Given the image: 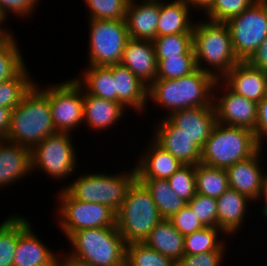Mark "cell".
<instances>
[{
  "mask_svg": "<svg viewBox=\"0 0 267 266\" xmlns=\"http://www.w3.org/2000/svg\"><path fill=\"white\" fill-rule=\"evenodd\" d=\"M153 130V139L165 151L184 165H197L201 162V149L181 132L167 117L160 116Z\"/></svg>",
  "mask_w": 267,
  "mask_h": 266,
  "instance_id": "15",
  "label": "cell"
},
{
  "mask_svg": "<svg viewBox=\"0 0 267 266\" xmlns=\"http://www.w3.org/2000/svg\"><path fill=\"white\" fill-rule=\"evenodd\" d=\"M224 257H227V251H208L196 255H184L177 262V266H222V263H225Z\"/></svg>",
  "mask_w": 267,
  "mask_h": 266,
  "instance_id": "44",
  "label": "cell"
},
{
  "mask_svg": "<svg viewBox=\"0 0 267 266\" xmlns=\"http://www.w3.org/2000/svg\"><path fill=\"white\" fill-rule=\"evenodd\" d=\"M187 6L192 8L193 13L196 12L199 14L206 11V0H182ZM195 10V11H194ZM201 11V12H200Z\"/></svg>",
  "mask_w": 267,
  "mask_h": 266,
  "instance_id": "50",
  "label": "cell"
},
{
  "mask_svg": "<svg viewBox=\"0 0 267 266\" xmlns=\"http://www.w3.org/2000/svg\"><path fill=\"white\" fill-rule=\"evenodd\" d=\"M17 245V213L0 223V266H13Z\"/></svg>",
  "mask_w": 267,
  "mask_h": 266,
  "instance_id": "38",
  "label": "cell"
},
{
  "mask_svg": "<svg viewBox=\"0 0 267 266\" xmlns=\"http://www.w3.org/2000/svg\"><path fill=\"white\" fill-rule=\"evenodd\" d=\"M73 134L55 132L44 138L31 150L33 172L47 174L50 180L64 181L75 176L78 168V155ZM71 175V176H70Z\"/></svg>",
  "mask_w": 267,
  "mask_h": 266,
  "instance_id": "8",
  "label": "cell"
},
{
  "mask_svg": "<svg viewBox=\"0 0 267 266\" xmlns=\"http://www.w3.org/2000/svg\"><path fill=\"white\" fill-rule=\"evenodd\" d=\"M192 41L196 67L215 80H221L239 62L224 22L198 19L193 27Z\"/></svg>",
  "mask_w": 267,
  "mask_h": 266,
  "instance_id": "2",
  "label": "cell"
},
{
  "mask_svg": "<svg viewBox=\"0 0 267 266\" xmlns=\"http://www.w3.org/2000/svg\"><path fill=\"white\" fill-rule=\"evenodd\" d=\"M233 92L257 104L267 96V73L239 61L221 79Z\"/></svg>",
  "mask_w": 267,
  "mask_h": 266,
  "instance_id": "21",
  "label": "cell"
},
{
  "mask_svg": "<svg viewBox=\"0 0 267 266\" xmlns=\"http://www.w3.org/2000/svg\"><path fill=\"white\" fill-rule=\"evenodd\" d=\"M225 24L236 57L239 61H247L267 38V0H258Z\"/></svg>",
  "mask_w": 267,
  "mask_h": 266,
  "instance_id": "12",
  "label": "cell"
},
{
  "mask_svg": "<svg viewBox=\"0 0 267 266\" xmlns=\"http://www.w3.org/2000/svg\"><path fill=\"white\" fill-rule=\"evenodd\" d=\"M161 220L149 191L135 179L116 213V226L125 243H143Z\"/></svg>",
  "mask_w": 267,
  "mask_h": 266,
  "instance_id": "7",
  "label": "cell"
},
{
  "mask_svg": "<svg viewBox=\"0 0 267 266\" xmlns=\"http://www.w3.org/2000/svg\"><path fill=\"white\" fill-rule=\"evenodd\" d=\"M6 21H8L7 18L0 12V41L7 40L15 34L11 28L6 27Z\"/></svg>",
  "mask_w": 267,
  "mask_h": 266,
  "instance_id": "49",
  "label": "cell"
},
{
  "mask_svg": "<svg viewBox=\"0 0 267 266\" xmlns=\"http://www.w3.org/2000/svg\"><path fill=\"white\" fill-rule=\"evenodd\" d=\"M120 64L127 67L149 87L156 79L158 66L152 41L130 38L126 43Z\"/></svg>",
  "mask_w": 267,
  "mask_h": 266,
  "instance_id": "25",
  "label": "cell"
},
{
  "mask_svg": "<svg viewBox=\"0 0 267 266\" xmlns=\"http://www.w3.org/2000/svg\"><path fill=\"white\" fill-rule=\"evenodd\" d=\"M35 85L47 96L56 131L73 133L84 122L83 88L72 77L56 84ZM47 86V87H46ZM78 128V129H77Z\"/></svg>",
  "mask_w": 267,
  "mask_h": 266,
  "instance_id": "11",
  "label": "cell"
},
{
  "mask_svg": "<svg viewBox=\"0 0 267 266\" xmlns=\"http://www.w3.org/2000/svg\"><path fill=\"white\" fill-rule=\"evenodd\" d=\"M258 0H213L208 9L202 14L204 19L213 22H226L240 15L246 8Z\"/></svg>",
  "mask_w": 267,
  "mask_h": 266,
  "instance_id": "39",
  "label": "cell"
},
{
  "mask_svg": "<svg viewBox=\"0 0 267 266\" xmlns=\"http://www.w3.org/2000/svg\"><path fill=\"white\" fill-rule=\"evenodd\" d=\"M216 80L197 68L189 75L178 79H155L148 87V103L171 113L196 107H214L213 87Z\"/></svg>",
  "mask_w": 267,
  "mask_h": 266,
  "instance_id": "1",
  "label": "cell"
},
{
  "mask_svg": "<svg viewBox=\"0 0 267 266\" xmlns=\"http://www.w3.org/2000/svg\"><path fill=\"white\" fill-rule=\"evenodd\" d=\"M152 43L156 59H167L178 55H195L192 33L156 36Z\"/></svg>",
  "mask_w": 267,
  "mask_h": 266,
  "instance_id": "34",
  "label": "cell"
},
{
  "mask_svg": "<svg viewBox=\"0 0 267 266\" xmlns=\"http://www.w3.org/2000/svg\"><path fill=\"white\" fill-rule=\"evenodd\" d=\"M63 255L85 266H125L126 243L117 226L83 229L68 239ZM65 251V252H64Z\"/></svg>",
  "mask_w": 267,
  "mask_h": 266,
  "instance_id": "3",
  "label": "cell"
},
{
  "mask_svg": "<svg viewBox=\"0 0 267 266\" xmlns=\"http://www.w3.org/2000/svg\"><path fill=\"white\" fill-rule=\"evenodd\" d=\"M247 62L252 67L267 73V38L258 46Z\"/></svg>",
  "mask_w": 267,
  "mask_h": 266,
  "instance_id": "46",
  "label": "cell"
},
{
  "mask_svg": "<svg viewBox=\"0 0 267 266\" xmlns=\"http://www.w3.org/2000/svg\"><path fill=\"white\" fill-rule=\"evenodd\" d=\"M195 179L197 193L208 197L217 199L229 188L227 170L201 162L195 165Z\"/></svg>",
  "mask_w": 267,
  "mask_h": 266,
  "instance_id": "31",
  "label": "cell"
},
{
  "mask_svg": "<svg viewBox=\"0 0 267 266\" xmlns=\"http://www.w3.org/2000/svg\"><path fill=\"white\" fill-rule=\"evenodd\" d=\"M160 0H129L125 22L129 37L153 41L157 36Z\"/></svg>",
  "mask_w": 267,
  "mask_h": 266,
  "instance_id": "19",
  "label": "cell"
},
{
  "mask_svg": "<svg viewBox=\"0 0 267 266\" xmlns=\"http://www.w3.org/2000/svg\"><path fill=\"white\" fill-rule=\"evenodd\" d=\"M32 226L29 218L17 213V245L13 266H57L63 249L56 252L49 248Z\"/></svg>",
  "mask_w": 267,
  "mask_h": 266,
  "instance_id": "14",
  "label": "cell"
},
{
  "mask_svg": "<svg viewBox=\"0 0 267 266\" xmlns=\"http://www.w3.org/2000/svg\"><path fill=\"white\" fill-rule=\"evenodd\" d=\"M226 238V239H225ZM229 236L220 228L205 227L184 236V255H196L208 251H228Z\"/></svg>",
  "mask_w": 267,
  "mask_h": 266,
  "instance_id": "30",
  "label": "cell"
},
{
  "mask_svg": "<svg viewBox=\"0 0 267 266\" xmlns=\"http://www.w3.org/2000/svg\"><path fill=\"white\" fill-rule=\"evenodd\" d=\"M88 19L125 20L129 0H83Z\"/></svg>",
  "mask_w": 267,
  "mask_h": 266,
  "instance_id": "37",
  "label": "cell"
},
{
  "mask_svg": "<svg viewBox=\"0 0 267 266\" xmlns=\"http://www.w3.org/2000/svg\"><path fill=\"white\" fill-rule=\"evenodd\" d=\"M167 180L171 189L186 203L197 193L195 165H184Z\"/></svg>",
  "mask_w": 267,
  "mask_h": 266,
  "instance_id": "40",
  "label": "cell"
},
{
  "mask_svg": "<svg viewBox=\"0 0 267 266\" xmlns=\"http://www.w3.org/2000/svg\"><path fill=\"white\" fill-rule=\"evenodd\" d=\"M265 149L260 147L252 156L235 163L227 169L229 188L247 196L254 203L260 195L267 171L263 169L262 155Z\"/></svg>",
  "mask_w": 267,
  "mask_h": 266,
  "instance_id": "16",
  "label": "cell"
},
{
  "mask_svg": "<svg viewBox=\"0 0 267 266\" xmlns=\"http://www.w3.org/2000/svg\"><path fill=\"white\" fill-rule=\"evenodd\" d=\"M191 9L182 0H160L157 36L192 33L196 21Z\"/></svg>",
  "mask_w": 267,
  "mask_h": 266,
  "instance_id": "26",
  "label": "cell"
},
{
  "mask_svg": "<svg viewBox=\"0 0 267 266\" xmlns=\"http://www.w3.org/2000/svg\"><path fill=\"white\" fill-rule=\"evenodd\" d=\"M11 110L0 107V139H5L10 125Z\"/></svg>",
  "mask_w": 267,
  "mask_h": 266,
  "instance_id": "47",
  "label": "cell"
},
{
  "mask_svg": "<svg viewBox=\"0 0 267 266\" xmlns=\"http://www.w3.org/2000/svg\"><path fill=\"white\" fill-rule=\"evenodd\" d=\"M259 148L252 130L216 122L201 150V163L227 170Z\"/></svg>",
  "mask_w": 267,
  "mask_h": 266,
  "instance_id": "6",
  "label": "cell"
},
{
  "mask_svg": "<svg viewBox=\"0 0 267 266\" xmlns=\"http://www.w3.org/2000/svg\"><path fill=\"white\" fill-rule=\"evenodd\" d=\"M124 171L85 172L63 185L62 188L75 200L108 206L117 213L124 202L127 190L136 179L135 167Z\"/></svg>",
  "mask_w": 267,
  "mask_h": 266,
  "instance_id": "5",
  "label": "cell"
},
{
  "mask_svg": "<svg viewBox=\"0 0 267 266\" xmlns=\"http://www.w3.org/2000/svg\"><path fill=\"white\" fill-rule=\"evenodd\" d=\"M172 225L183 235L202 230L205 226L197 219L192 209L186 204L179 212L169 218Z\"/></svg>",
  "mask_w": 267,
  "mask_h": 266,
  "instance_id": "43",
  "label": "cell"
},
{
  "mask_svg": "<svg viewBox=\"0 0 267 266\" xmlns=\"http://www.w3.org/2000/svg\"><path fill=\"white\" fill-rule=\"evenodd\" d=\"M57 266H85L79 263H76L68 258H66L63 254L61 255Z\"/></svg>",
  "mask_w": 267,
  "mask_h": 266,
  "instance_id": "51",
  "label": "cell"
},
{
  "mask_svg": "<svg viewBox=\"0 0 267 266\" xmlns=\"http://www.w3.org/2000/svg\"><path fill=\"white\" fill-rule=\"evenodd\" d=\"M56 192L54 220L66 240L78 230L116 226V213L108 206L75 200L63 188Z\"/></svg>",
  "mask_w": 267,
  "mask_h": 266,
  "instance_id": "9",
  "label": "cell"
},
{
  "mask_svg": "<svg viewBox=\"0 0 267 266\" xmlns=\"http://www.w3.org/2000/svg\"><path fill=\"white\" fill-rule=\"evenodd\" d=\"M30 73L26 66L17 76L0 83V107L13 110L20 104L22 97L36 82Z\"/></svg>",
  "mask_w": 267,
  "mask_h": 266,
  "instance_id": "32",
  "label": "cell"
},
{
  "mask_svg": "<svg viewBox=\"0 0 267 266\" xmlns=\"http://www.w3.org/2000/svg\"><path fill=\"white\" fill-rule=\"evenodd\" d=\"M138 162L134 163L136 179H168L184 166L169 152L159 146L151 137Z\"/></svg>",
  "mask_w": 267,
  "mask_h": 266,
  "instance_id": "23",
  "label": "cell"
},
{
  "mask_svg": "<svg viewBox=\"0 0 267 266\" xmlns=\"http://www.w3.org/2000/svg\"><path fill=\"white\" fill-rule=\"evenodd\" d=\"M14 35L0 41V83L17 76L27 65Z\"/></svg>",
  "mask_w": 267,
  "mask_h": 266,
  "instance_id": "33",
  "label": "cell"
},
{
  "mask_svg": "<svg viewBox=\"0 0 267 266\" xmlns=\"http://www.w3.org/2000/svg\"><path fill=\"white\" fill-rule=\"evenodd\" d=\"M256 142L260 147L267 143V96L257 104V121L253 131ZM267 146V144H266Z\"/></svg>",
  "mask_w": 267,
  "mask_h": 266,
  "instance_id": "45",
  "label": "cell"
},
{
  "mask_svg": "<svg viewBox=\"0 0 267 266\" xmlns=\"http://www.w3.org/2000/svg\"><path fill=\"white\" fill-rule=\"evenodd\" d=\"M167 118L201 150L216 124L214 107H196L171 113Z\"/></svg>",
  "mask_w": 267,
  "mask_h": 266,
  "instance_id": "22",
  "label": "cell"
},
{
  "mask_svg": "<svg viewBox=\"0 0 267 266\" xmlns=\"http://www.w3.org/2000/svg\"><path fill=\"white\" fill-rule=\"evenodd\" d=\"M149 191L162 219H169L187 203L170 187L167 179H137Z\"/></svg>",
  "mask_w": 267,
  "mask_h": 266,
  "instance_id": "29",
  "label": "cell"
},
{
  "mask_svg": "<svg viewBox=\"0 0 267 266\" xmlns=\"http://www.w3.org/2000/svg\"><path fill=\"white\" fill-rule=\"evenodd\" d=\"M217 228L223 230L232 239L242 232L250 207L255 204L237 190L228 188L217 199Z\"/></svg>",
  "mask_w": 267,
  "mask_h": 266,
  "instance_id": "17",
  "label": "cell"
},
{
  "mask_svg": "<svg viewBox=\"0 0 267 266\" xmlns=\"http://www.w3.org/2000/svg\"><path fill=\"white\" fill-rule=\"evenodd\" d=\"M116 102L127 111L144 115L148 108V87L141 82L127 67L121 64L112 65ZM147 106V107H146ZM148 108V109H146ZM134 110V111H133Z\"/></svg>",
  "mask_w": 267,
  "mask_h": 266,
  "instance_id": "20",
  "label": "cell"
},
{
  "mask_svg": "<svg viewBox=\"0 0 267 266\" xmlns=\"http://www.w3.org/2000/svg\"><path fill=\"white\" fill-rule=\"evenodd\" d=\"M32 175L31 149L0 139V189L10 188ZM18 182V183H17Z\"/></svg>",
  "mask_w": 267,
  "mask_h": 266,
  "instance_id": "18",
  "label": "cell"
},
{
  "mask_svg": "<svg viewBox=\"0 0 267 266\" xmlns=\"http://www.w3.org/2000/svg\"><path fill=\"white\" fill-rule=\"evenodd\" d=\"M83 109V124L96 133L113 129L129 112L120 103L88 94L84 89Z\"/></svg>",
  "mask_w": 267,
  "mask_h": 266,
  "instance_id": "24",
  "label": "cell"
},
{
  "mask_svg": "<svg viewBox=\"0 0 267 266\" xmlns=\"http://www.w3.org/2000/svg\"><path fill=\"white\" fill-rule=\"evenodd\" d=\"M125 266H177V262L144 243H129L126 245Z\"/></svg>",
  "mask_w": 267,
  "mask_h": 266,
  "instance_id": "35",
  "label": "cell"
},
{
  "mask_svg": "<svg viewBox=\"0 0 267 266\" xmlns=\"http://www.w3.org/2000/svg\"><path fill=\"white\" fill-rule=\"evenodd\" d=\"M57 132L47 96L34 84L11 110L6 140L33 149L48 135Z\"/></svg>",
  "mask_w": 267,
  "mask_h": 266,
  "instance_id": "4",
  "label": "cell"
},
{
  "mask_svg": "<svg viewBox=\"0 0 267 266\" xmlns=\"http://www.w3.org/2000/svg\"><path fill=\"white\" fill-rule=\"evenodd\" d=\"M212 103L218 123L254 131L257 121L256 102L236 94L222 80H216Z\"/></svg>",
  "mask_w": 267,
  "mask_h": 266,
  "instance_id": "13",
  "label": "cell"
},
{
  "mask_svg": "<svg viewBox=\"0 0 267 266\" xmlns=\"http://www.w3.org/2000/svg\"><path fill=\"white\" fill-rule=\"evenodd\" d=\"M87 20V65L120 64L126 43L130 39L125 20Z\"/></svg>",
  "mask_w": 267,
  "mask_h": 266,
  "instance_id": "10",
  "label": "cell"
},
{
  "mask_svg": "<svg viewBox=\"0 0 267 266\" xmlns=\"http://www.w3.org/2000/svg\"><path fill=\"white\" fill-rule=\"evenodd\" d=\"M143 243L176 262L184 256V236L169 219H162Z\"/></svg>",
  "mask_w": 267,
  "mask_h": 266,
  "instance_id": "27",
  "label": "cell"
},
{
  "mask_svg": "<svg viewBox=\"0 0 267 266\" xmlns=\"http://www.w3.org/2000/svg\"><path fill=\"white\" fill-rule=\"evenodd\" d=\"M156 60L158 63L156 79H178L197 69L195 55H178Z\"/></svg>",
  "mask_w": 267,
  "mask_h": 266,
  "instance_id": "36",
  "label": "cell"
},
{
  "mask_svg": "<svg viewBox=\"0 0 267 266\" xmlns=\"http://www.w3.org/2000/svg\"><path fill=\"white\" fill-rule=\"evenodd\" d=\"M213 0H206V10L208 9V7L211 5Z\"/></svg>",
  "mask_w": 267,
  "mask_h": 266,
  "instance_id": "52",
  "label": "cell"
},
{
  "mask_svg": "<svg viewBox=\"0 0 267 266\" xmlns=\"http://www.w3.org/2000/svg\"><path fill=\"white\" fill-rule=\"evenodd\" d=\"M261 201H262L261 205H263V206L262 207L260 206L261 210H259V212H261V215L263 216V218L267 220V175L264 179L262 189L260 191V195L255 202L257 204H255V205H258V203H261Z\"/></svg>",
  "mask_w": 267,
  "mask_h": 266,
  "instance_id": "48",
  "label": "cell"
},
{
  "mask_svg": "<svg viewBox=\"0 0 267 266\" xmlns=\"http://www.w3.org/2000/svg\"><path fill=\"white\" fill-rule=\"evenodd\" d=\"M84 71L73 78L82 86V88L91 95L101 97L109 101L116 102V91L114 79L112 77V65L94 66L85 65Z\"/></svg>",
  "mask_w": 267,
  "mask_h": 266,
  "instance_id": "28",
  "label": "cell"
},
{
  "mask_svg": "<svg viewBox=\"0 0 267 266\" xmlns=\"http://www.w3.org/2000/svg\"><path fill=\"white\" fill-rule=\"evenodd\" d=\"M41 0H0V12L7 18L14 15L30 19L40 5ZM39 4V5H38ZM12 14V15H10ZM30 17V18H29Z\"/></svg>",
  "mask_w": 267,
  "mask_h": 266,
  "instance_id": "42",
  "label": "cell"
},
{
  "mask_svg": "<svg viewBox=\"0 0 267 266\" xmlns=\"http://www.w3.org/2000/svg\"><path fill=\"white\" fill-rule=\"evenodd\" d=\"M187 204L205 227L217 228L216 198L196 193Z\"/></svg>",
  "mask_w": 267,
  "mask_h": 266,
  "instance_id": "41",
  "label": "cell"
}]
</instances>
